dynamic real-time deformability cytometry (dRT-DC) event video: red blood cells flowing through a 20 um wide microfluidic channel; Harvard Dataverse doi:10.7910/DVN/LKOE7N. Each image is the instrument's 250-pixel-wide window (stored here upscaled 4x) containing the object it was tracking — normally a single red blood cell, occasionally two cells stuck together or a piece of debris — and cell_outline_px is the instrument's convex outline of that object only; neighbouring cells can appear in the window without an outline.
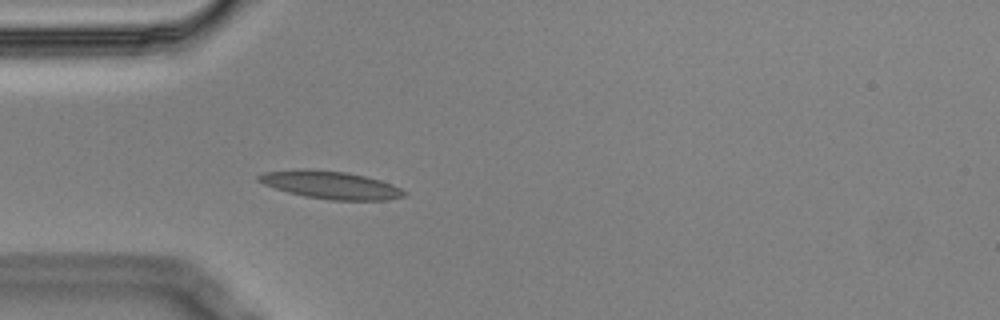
{"species": "Egyptian fruit bat (a non-hibernating species)", "species_latin": "Rousettus aegyptiacus", "temperature_condition": "cold", "stored_images_in_passage": 4, "camera_frame_rate_fps": 3000, "um_per_image_px": 0.085, "animal": {"sex": "male"}, "frame": {"image": 1, "passage_image": 4, "time_ms": 1.0, "image_size_px": [1000, 320], "cell_outline_px": [[408, 192], [404, 196], [388, 200], [328, 200], [304, 196], [288, 192], [264, 184], [256, 180], [256, 176], [264, 172], [300, 168], [308, 168], [348, 172], [380, 180], [392, 184]], "centroid_in_image_um": [28.09, 15.71], "position_along_channel_um": 56.9, "area_um2": 23.76}}